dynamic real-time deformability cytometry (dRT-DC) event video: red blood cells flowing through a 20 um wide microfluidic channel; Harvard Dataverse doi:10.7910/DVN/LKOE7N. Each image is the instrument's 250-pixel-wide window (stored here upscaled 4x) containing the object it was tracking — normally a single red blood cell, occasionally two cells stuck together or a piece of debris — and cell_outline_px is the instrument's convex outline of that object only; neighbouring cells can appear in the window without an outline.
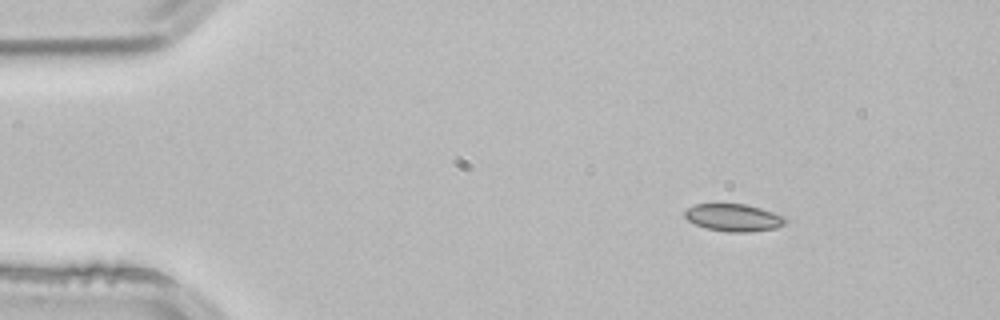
{"species": "common noctule bat (a hibernating species)", "species_latin": "Nyctalus noctula", "temperature_condition": "room temperature", "stored_images_in_passage": 3, "camera_frame_rate_fps": 3000, "um_per_image_px": 0.085, "animal": {"sex": "male", "body_mass_g": 21.5, "forearm_length_mm": 52.0}, "frame": {"image": 1, "passage_image": 1, "time_ms": 0.0, "image_size_px": [1000, 320], "cell_outline_px": [[788, 220], [784, 224], [776, 228], [752, 232], [728, 232], [704, 228], [688, 220], [684, 216], [684, 212], [688, 208], [696, 204], [748, 204], [784, 216]], "centroid_in_image_um": [62.37, 18.5], "position_along_channel_um": 22.6, "area_um2": 16.13}}
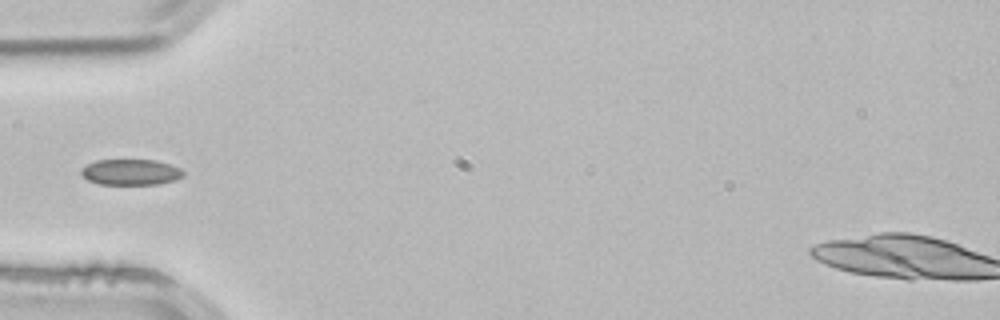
{"frame": {"image": 2, "passage_image": 3, "time_ms": 0.667, "image_size_px": [1000, 320], "cell_outline_px": [[184, 176], [176, 180], [156, 184], [100, 184], [88, 180], [80, 172], [80, 168], [96, 160], [156, 160], [180, 168], [184, 172]], "centroid_in_image_um": [11.12, 14.63], "position_along_channel_um": 73.9, "area_um2": 15.32}}